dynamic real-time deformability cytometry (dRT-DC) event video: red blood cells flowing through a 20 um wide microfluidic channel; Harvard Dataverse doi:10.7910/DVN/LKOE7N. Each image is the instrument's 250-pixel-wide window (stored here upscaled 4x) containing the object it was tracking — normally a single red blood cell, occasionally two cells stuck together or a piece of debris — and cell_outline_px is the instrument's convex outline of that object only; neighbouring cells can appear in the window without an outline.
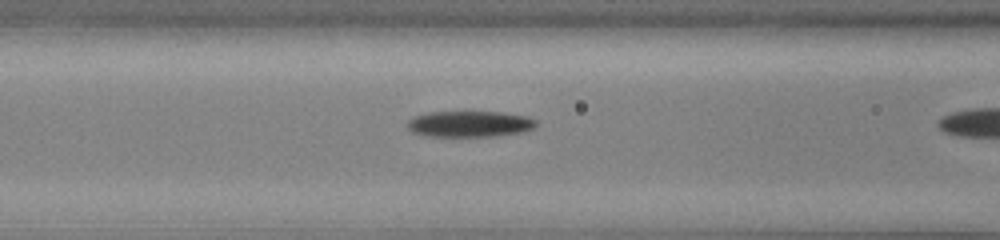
{"species": "common noctule bat (a hibernating species)", "species_latin": "Nyctalus noctula", "temperature_condition": "cold", "stored_images_in_passage": 7, "camera_frame_rate_fps": 3000, "um_per_image_px": 0.085, "animal": {"sex": "male", "body_mass_g": 13.0, "forearm_length_mm": 53.1}, "frame": {"image": 1, "passage_image": 6, "time_ms": 1.667, "image_size_px": [1000, 240], "cell_outline_px": [[536, 124], [532, 128], [524, 132], [496, 136], [428, 136], [412, 132], [408, 128], [408, 120], [416, 116], [428, 112], [500, 112], [528, 116], [536, 120]], "centroid_in_image_um": [39.94, 10.54], "position_along_channel_um": 126.7, "area_um2": 19.48}}